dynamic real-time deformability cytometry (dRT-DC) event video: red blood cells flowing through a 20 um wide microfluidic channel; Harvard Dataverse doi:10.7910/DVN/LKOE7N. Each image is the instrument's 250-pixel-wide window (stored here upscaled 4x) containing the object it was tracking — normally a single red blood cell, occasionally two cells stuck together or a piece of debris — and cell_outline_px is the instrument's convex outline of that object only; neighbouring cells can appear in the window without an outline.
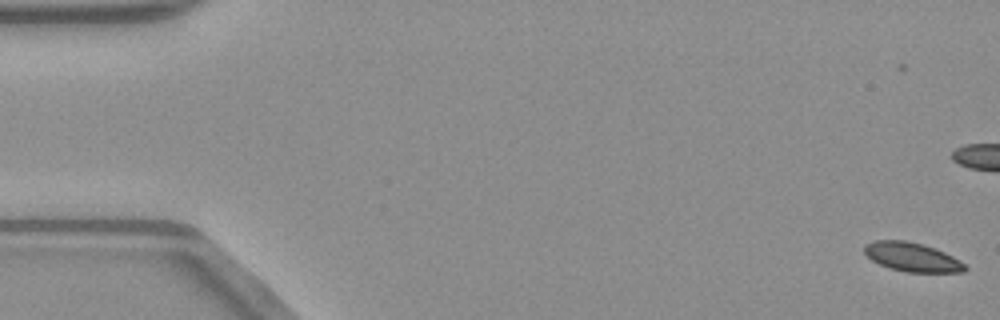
{"species": "common noctule bat (a hibernating species)", "species_latin": "Nyctalus noctula", "temperature_condition": "warm", "stored_images_in_passage": 53, "camera_frame_rate_fps": 3000, "um_per_image_px": 0.085, "animal": {"sex": "male", "body_mass_g": 23.1, "forearm_length_mm": 52.7}, "frame": {"image": 1, "passage_image": 1, "time_ms": 0.0, "image_size_px": [1000, 320], "cell_outline_px": [[968, 268], [964, 272], [908, 272], [888, 268], [872, 260], [864, 252], [864, 244], [876, 240], [904, 240], [936, 248], [960, 260]], "centroid_in_image_um": [77.53, 21.85], "position_along_channel_um": 7.5, "area_um2": 16.94}, "authors_computed_cell_mechanics": {"area_um2": 18.0336, "velocity_mm_per_s": 3.9811, "shape_relaxation_time_tau1_ms": 5.422, "shape_relaxation_time_tau2_ms": null, "deformation_change_tau1": 0.0864, "deformation_change_tau2": null}}